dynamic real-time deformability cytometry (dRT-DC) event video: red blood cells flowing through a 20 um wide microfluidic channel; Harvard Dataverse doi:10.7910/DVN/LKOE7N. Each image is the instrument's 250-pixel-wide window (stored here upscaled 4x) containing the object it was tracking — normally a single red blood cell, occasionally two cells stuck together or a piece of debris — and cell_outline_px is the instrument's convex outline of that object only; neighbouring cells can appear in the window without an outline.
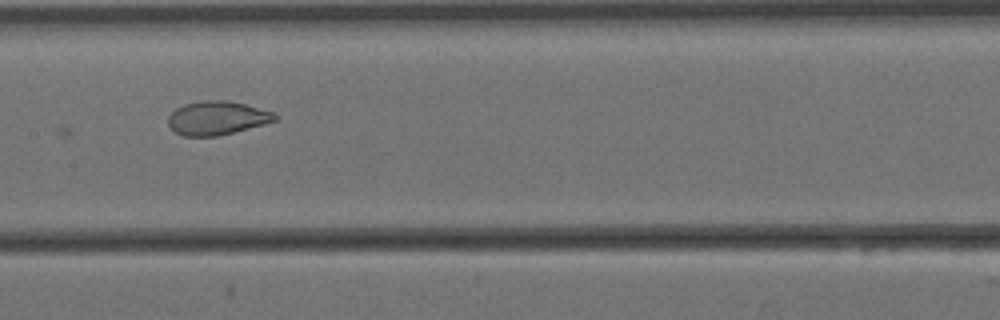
{"species": "Egyptian fruit bat (a non-hibernating species)", "species_latin": "Rousettus aegyptiacus", "temperature_condition": "cold", "stored_images_in_passage": 16, "camera_frame_rate_fps": 3000, "um_per_image_px": 0.085, "animal": {"sex": "female"}, "frame": {"image": 1, "passage_image": 8, "time_ms": 2.333, "image_size_px": [1000, 320], "cell_outline_px": [[280, 116], [276, 120], [264, 124], [216, 136], [184, 136], [176, 132], [168, 124], [168, 116], [176, 108], [184, 104], [200, 100], [228, 100], [276, 112]], "centroid_in_image_um": [18.47, 10.01], "position_along_channel_um": 188.9, "area_um2": 20.98}}